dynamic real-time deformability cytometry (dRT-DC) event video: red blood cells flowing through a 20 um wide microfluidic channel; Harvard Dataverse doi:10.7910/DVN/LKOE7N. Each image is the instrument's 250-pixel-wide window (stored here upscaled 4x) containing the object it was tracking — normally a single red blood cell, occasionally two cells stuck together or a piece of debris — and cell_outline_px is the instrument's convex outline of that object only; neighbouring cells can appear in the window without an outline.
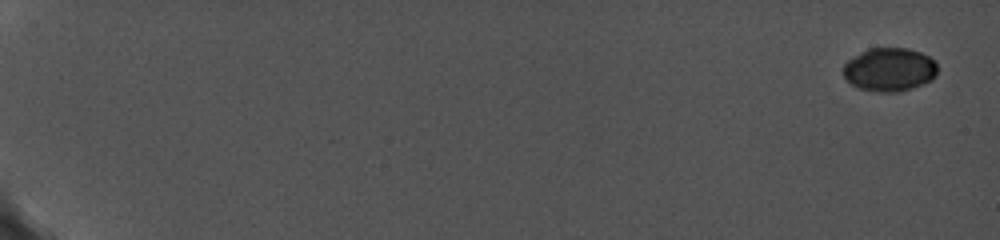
{"species": "common noctule bat (a hibernating species)", "species_latin": "Nyctalus noctula", "temperature_condition": "cold", "stored_images_in_passage": 8, "camera_frame_rate_fps": 5000, "um_per_image_px": 0.085, "animal": {"sex": "female", "body_mass_g": 19.0, "forearm_length_mm": 56.7}, "frame": {"image": 1, "passage_image": 1, "time_ms": 0.0, "image_size_px": [1000, 240], "cell_outline_px": [[936, 76], [932, 80], [912, 88], [900, 92], [876, 92], [860, 88], [852, 84], [844, 76], [844, 64], [848, 60], [868, 48], [908, 48], [920, 52], [936, 60]], "centroid_in_image_um": [75.63, 5.91], "position_along_channel_um": 9.4, "area_um2": 23.87}}
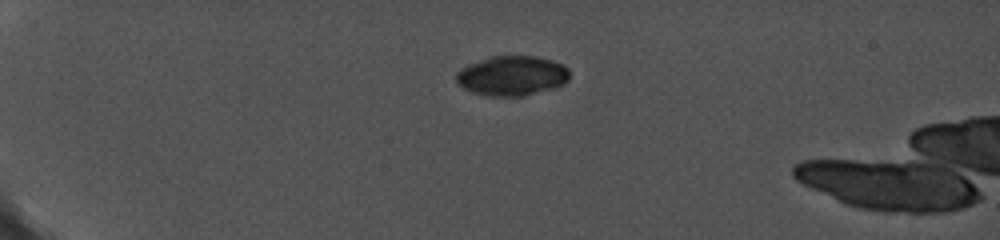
{"frame": {"image": 2, "passage_image": 6, "time_ms": 5.0, "image_size_px": [1000, 240], "cell_outline_px": [[568, 80], [560, 84], [548, 88], [520, 96], [500, 96], [476, 92], [464, 88], [456, 80], [456, 72], [460, 68], [468, 64], [488, 56], [536, 56], [552, 60], [568, 68]], "centroid_in_image_um": [43.47, 6.4], "position_along_channel_um": 41.5, "area_um2": 25.61}}